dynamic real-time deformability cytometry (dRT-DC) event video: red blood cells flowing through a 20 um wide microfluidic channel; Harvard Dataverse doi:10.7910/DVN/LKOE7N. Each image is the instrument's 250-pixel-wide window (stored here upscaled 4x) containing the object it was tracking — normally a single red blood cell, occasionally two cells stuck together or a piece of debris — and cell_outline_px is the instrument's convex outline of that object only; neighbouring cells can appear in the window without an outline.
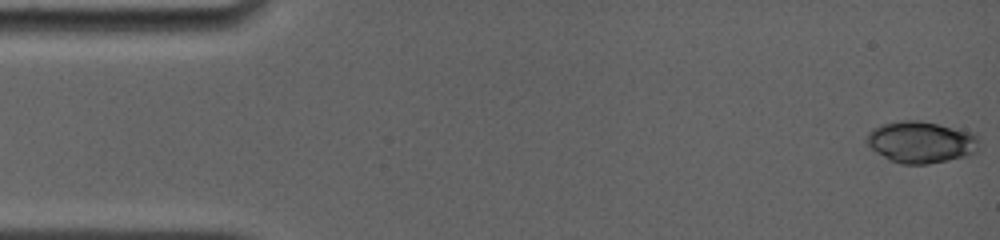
{"species": "common noctule bat (a hibernating species)", "species_latin": "Nyctalus noctula", "temperature_condition": "room temperature", "stored_images_in_passage": 13, "camera_frame_rate_fps": 4000, "um_per_image_px": 0.085, "animal": {"sex": "female", "body_mass_g": 19.0, "forearm_length_mm": 56.7}, "frame": {"image": 1, "passage_image": 1, "time_ms": 0.0, "image_size_px": [1000, 240], "cell_outline_px": [[976, 152], [964, 156], [928, 164], [900, 164], [876, 152], [868, 144], [868, 132], [884, 124], [900, 120], [920, 120], [972, 132], [976, 136]], "centroid_in_image_um": [78.27, 12.07], "position_along_channel_um": 6.7, "area_um2": 26.65}}
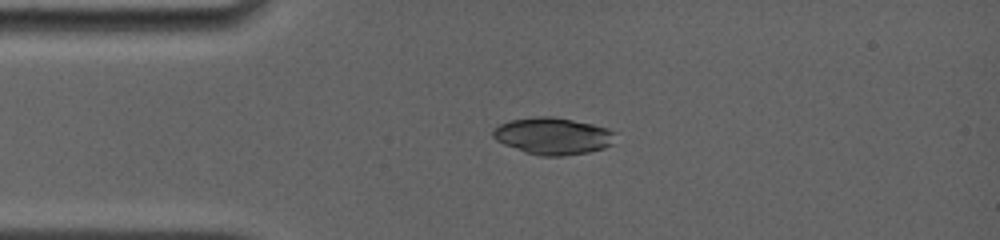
{"frame": {"image": 2, "passage_image": 10, "time_ms": 3.5, "image_size_px": [1000, 240], "cell_outline_px": [[616, 132], [612, 144], [604, 148], [588, 152], [564, 156], [540, 156], [524, 152], [504, 144], [496, 140], [492, 136], [492, 128], [508, 120], [532, 116], [552, 116], [592, 124], [608, 128]], "centroid_in_image_um": [46.97, 11.55], "position_along_channel_um": 38.0, "area_um2": 26.59}}